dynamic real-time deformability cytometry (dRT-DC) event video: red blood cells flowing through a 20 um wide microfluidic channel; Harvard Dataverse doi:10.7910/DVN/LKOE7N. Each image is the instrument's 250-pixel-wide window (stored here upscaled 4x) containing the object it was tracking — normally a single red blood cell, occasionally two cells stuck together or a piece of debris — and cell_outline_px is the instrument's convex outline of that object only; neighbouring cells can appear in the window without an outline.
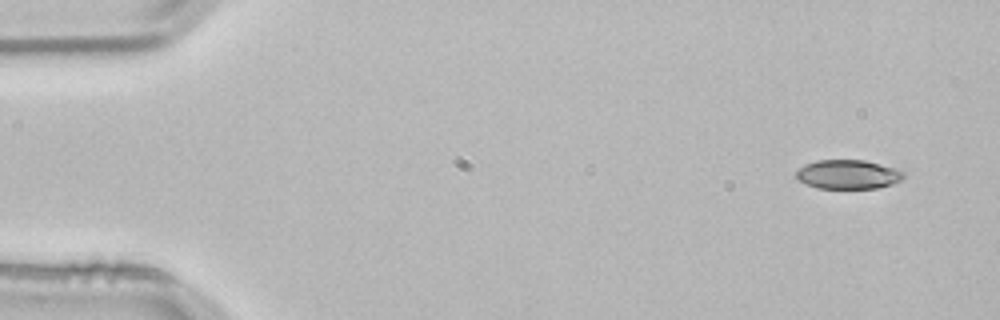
{"species": "common noctule bat (a hibernating species)", "species_latin": "Nyctalus noctula", "temperature_condition": "room temperature", "stored_images_in_passage": 3, "camera_frame_rate_fps": 3000, "um_per_image_px": 0.085, "animal": {"sex": "male", "body_mass_g": 21.5, "forearm_length_mm": 52.0}, "frame": {"image": 1, "passage_image": 1, "time_ms": 0.0, "image_size_px": [1000, 320], "cell_outline_px": [[904, 180], [892, 184], [876, 188], [816, 188], [804, 184], [796, 176], [796, 172], [800, 168], [816, 160], [864, 160], [880, 164], [904, 172]], "centroid_in_image_um": [72.09, 14.83], "position_along_channel_um": 12.9, "area_um2": 18.09}}